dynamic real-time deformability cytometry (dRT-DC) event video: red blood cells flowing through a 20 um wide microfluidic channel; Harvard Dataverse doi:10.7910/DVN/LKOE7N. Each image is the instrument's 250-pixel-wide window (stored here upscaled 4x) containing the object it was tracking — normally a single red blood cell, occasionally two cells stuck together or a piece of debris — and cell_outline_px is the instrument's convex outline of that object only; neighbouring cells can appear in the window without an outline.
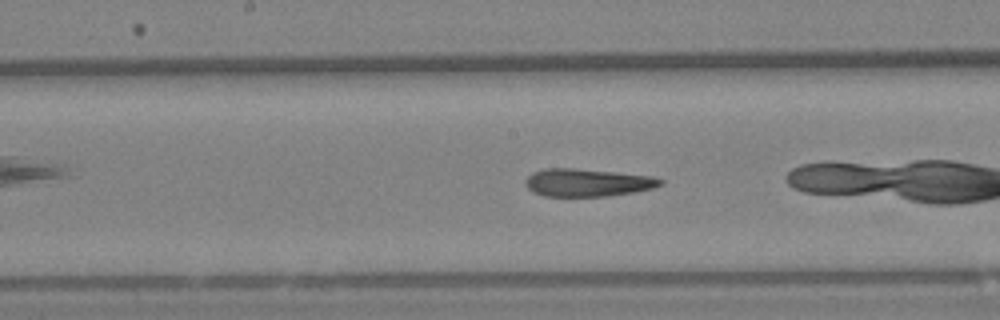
{"species": "Egyptian fruit bat (a non-hibernating species)", "species_latin": "Rousettus aegyptiacus", "temperature_condition": "warm", "stored_images_in_passage": 39, "camera_frame_rate_fps": 3000, "um_per_image_px": 0.085, "animal": {"sex": "female"}, "frame": {"image": 1, "passage_image": 22, "time_ms": 7.0, "image_size_px": [1000, 320], "cell_outline_px": [[664, 184], [652, 188], [636, 192], [608, 196], [544, 196], [532, 192], [524, 184], [524, 180], [532, 172], [544, 168], [572, 168], [616, 172], [652, 176], [664, 180]], "centroid_in_image_um": [49.92, 15.52], "position_along_channel_um": 198.3, "area_um2": 22.02}, "authors_computed_cell_mechanics": {"area_um2": 22.5998, "velocity_mm_per_s": 3.4374, "shape_relaxation_time_tau1_ms": null, "shape_relaxation_time_tau2_ms": 3.477, "deformation_change_tau1": null, "deformation_change_tau2": 0.1389}}